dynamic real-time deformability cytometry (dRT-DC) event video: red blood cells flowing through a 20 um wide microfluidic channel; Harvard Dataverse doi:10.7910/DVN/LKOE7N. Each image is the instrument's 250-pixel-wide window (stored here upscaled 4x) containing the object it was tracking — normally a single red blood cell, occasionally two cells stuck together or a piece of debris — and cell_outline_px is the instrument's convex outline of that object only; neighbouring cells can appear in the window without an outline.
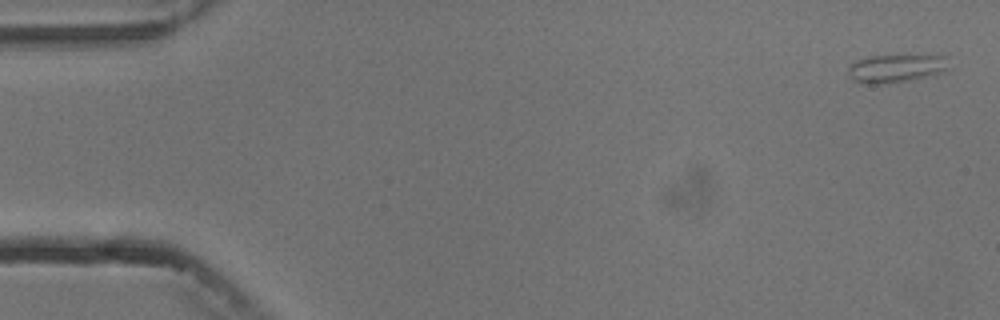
{"species": "common noctule bat (a hibernating species)", "species_latin": "Nyctalus noctula", "temperature_condition": "cold", "stored_images_in_passage": 3, "camera_frame_rate_fps": 3000, "um_per_image_px": 0.085, "animal": {"sex": "male", "body_mass_g": 13.3}, "frame": {"image": 1, "passage_image": 3, "time_ms": 3.333, "image_size_px": [1000, 320], "cell_outline_px": [[948, 68], [924, 76], [908, 80], [888, 84], [868, 84], [856, 80], [848, 72], [848, 68], [856, 60], [868, 56], [948, 56]], "centroid_in_image_um": [76.12, 5.8], "position_along_channel_um": 8.9, "area_um2": 15.9}}